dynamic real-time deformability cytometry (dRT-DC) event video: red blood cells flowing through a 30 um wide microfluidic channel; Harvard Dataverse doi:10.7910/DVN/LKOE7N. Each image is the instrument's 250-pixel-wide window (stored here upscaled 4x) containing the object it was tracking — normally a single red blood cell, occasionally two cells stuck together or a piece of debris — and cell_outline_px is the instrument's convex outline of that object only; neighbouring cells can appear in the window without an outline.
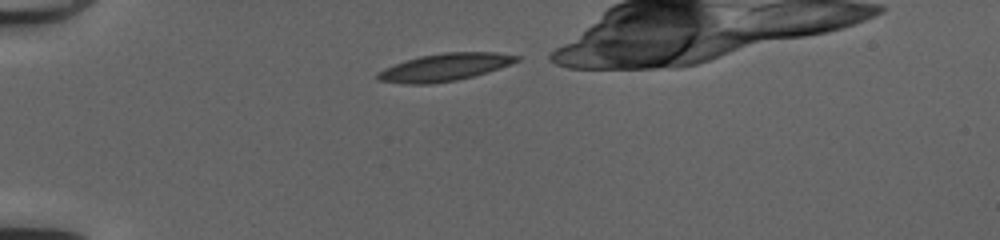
{"species": "common noctule bat (a hibernating species)", "species_latin": "Nyctalus noctula", "temperature_condition": "cold", "stored_images_in_passage": 20, "camera_frame_rate_fps": 3000, "um_per_image_px": 0.085, "animal": {"sex": "female", "body_mass_g": 20.0, "forearm_length_mm": 54.0}, "frame": {"image": 1, "passage_image": 1, "time_ms": 0.0, "image_size_px": [1000, 240], "cell_outline_px": [[520, 60], [512, 64], [488, 72], [456, 80], [432, 84], [404, 84], [376, 80], [376, 72], [384, 68], [404, 60], [420, 56], [444, 52], [496, 52], [520, 56]], "centroid_in_image_um": [37.77, 5.71], "position_along_channel_um": 47.2, "area_um2": 22.48}}
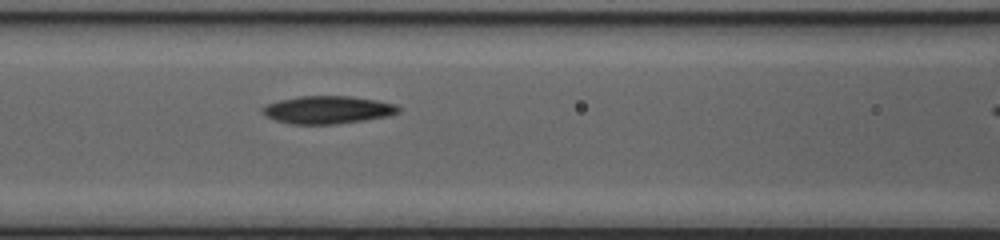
{"frame": {"image": 2, "passage_image": 10, "time_ms": 3.0, "image_size_px": [1000, 240], "cell_outline_px": [[400, 112], [388, 116], [364, 120], [336, 124], [292, 124], [276, 120], [264, 116], [260, 112], [260, 108], [264, 104], [296, 96], [348, 96], [376, 100], [396, 104], [400, 108]], "centroid_in_image_um": [27.8, 9.33], "position_along_channel_um": 138.8, "area_um2": 22.2}}
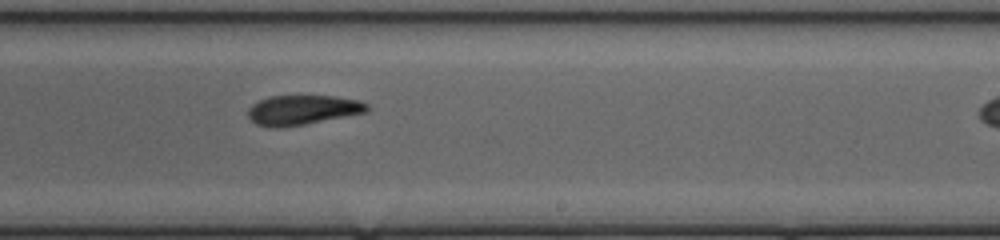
{"frame": {"image": 3, "passage_image": 19, "time_ms": 6.0, "image_size_px": [1000, 240], "cell_outline_px": [[368, 112], [304, 124], [280, 128], [272, 128], [256, 124], [248, 116], [248, 108], [252, 104], [268, 96], [336, 96], [360, 100], [368, 104]], "centroid_in_image_um": [25.72, 9.34], "position_along_channel_um": 263.3, "area_um2": 20.63}}